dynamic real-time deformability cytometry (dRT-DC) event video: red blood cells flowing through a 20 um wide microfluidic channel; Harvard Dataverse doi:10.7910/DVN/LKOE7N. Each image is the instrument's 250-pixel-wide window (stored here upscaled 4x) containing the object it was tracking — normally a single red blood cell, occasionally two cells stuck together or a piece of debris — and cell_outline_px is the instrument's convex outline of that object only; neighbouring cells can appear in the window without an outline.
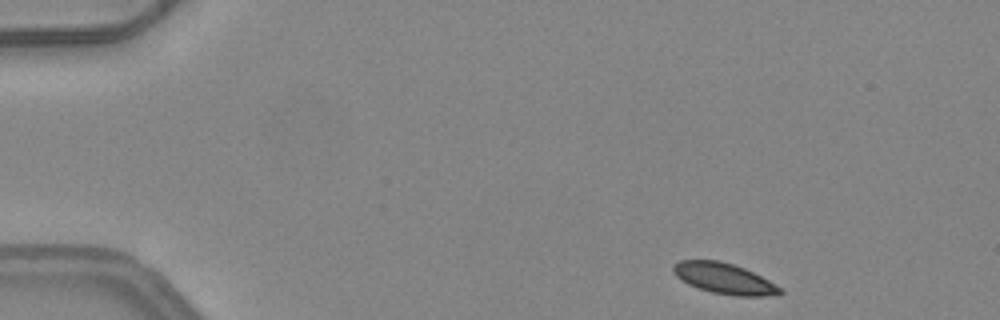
{"species": "common noctule bat (a hibernating species)", "species_latin": "Nyctalus noctula", "temperature_condition": "warm", "stored_images_in_passage": 4, "camera_frame_rate_fps": 3000, "um_per_image_px": 0.085, "animal": {"sex": "female", "body_mass_g": 24.6, "forearm_length_mm": 56.2}, "frame": {"image": 1, "passage_image": 1, "time_ms": 0.0, "image_size_px": [1000, 320], "cell_outline_px": [[784, 292], [780, 296], [736, 296], [712, 292], [688, 284], [676, 276], [672, 272], [672, 264], [680, 260], [720, 260], [744, 268], [776, 284]], "centroid_in_image_um": [61.56, 23.67], "position_along_channel_um": 23.4, "area_um2": 19.19}}
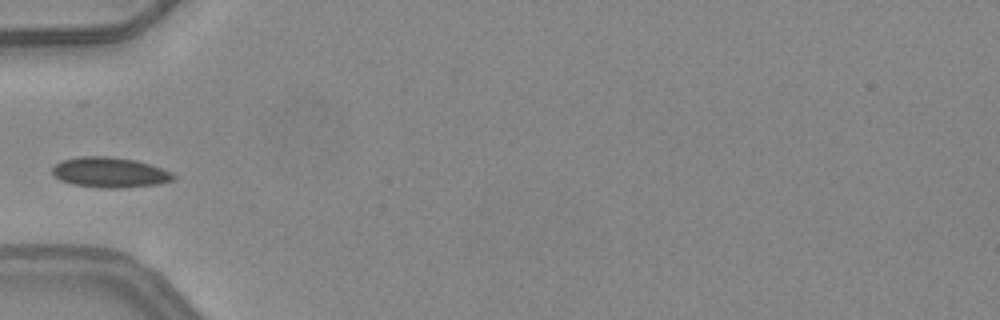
{"frame": {"image": 2, "passage_image": 4, "time_ms": 1.0, "image_size_px": [1000, 320], "cell_outline_px": [[176, 180], [160, 184], [116, 188], [108, 188], [72, 184], [60, 180], [52, 172], [52, 168], [56, 164], [64, 160], [80, 156], [112, 156], [136, 160], [172, 172], [176, 176]], "centroid_in_image_um": [9.37, 14.65], "position_along_channel_um": 75.6, "area_um2": 21.27}}